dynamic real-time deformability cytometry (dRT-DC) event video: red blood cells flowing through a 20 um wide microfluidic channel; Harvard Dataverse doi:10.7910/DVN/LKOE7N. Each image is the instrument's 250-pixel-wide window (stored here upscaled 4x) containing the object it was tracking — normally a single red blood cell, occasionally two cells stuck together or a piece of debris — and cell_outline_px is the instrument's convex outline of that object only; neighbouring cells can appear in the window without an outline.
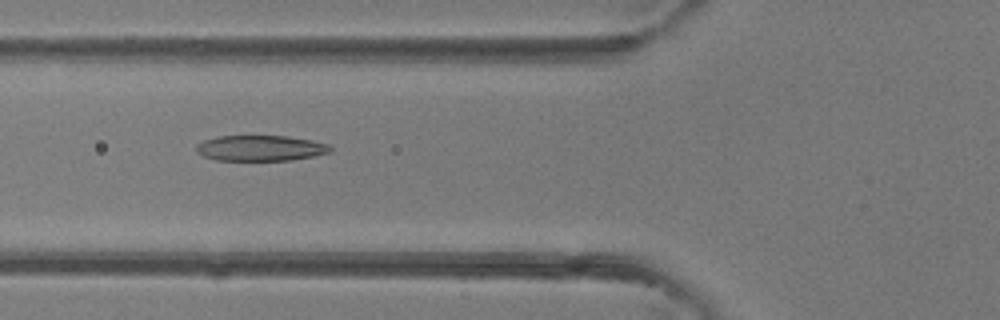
{"species": "common noctule bat (a hibernating species)", "species_latin": "Nyctalus noctula", "temperature_condition": "room temperature", "stored_images_in_passage": 2, "camera_frame_rate_fps": 3000, "um_per_image_px": 0.085, "animal": {"sex": "female"}, "frame": {"image": 1, "passage_image": 2, "time_ms": 1.0, "image_size_px": [1000, 320], "cell_outline_px": [[332, 152], [292, 160], [216, 160], [204, 156], [196, 152], [196, 144], [204, 140], [216, 136], [288, 136], [312, 140], [328, 144], [332, 148]], "centroid_in_image_um": [22.14, 12.58], "position_along_channel_um": 103.7, "area_um2": 20.06}}